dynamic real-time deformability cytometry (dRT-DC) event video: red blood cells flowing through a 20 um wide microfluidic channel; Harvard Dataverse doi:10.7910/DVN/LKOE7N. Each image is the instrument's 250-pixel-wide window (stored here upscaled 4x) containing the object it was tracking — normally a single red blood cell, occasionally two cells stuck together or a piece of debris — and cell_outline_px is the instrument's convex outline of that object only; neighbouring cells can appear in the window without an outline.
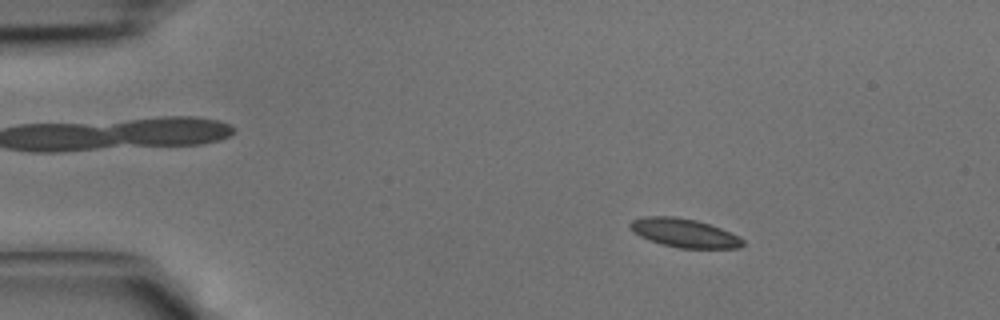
{"species": "common noctule bat (a hibernating species)", "species_latin": "Nyctalus noctula", "temperature_condition": "cold", "stored_images_in_passage": 42, "camera_frame_rate_fps": 3000, "um_per_image_px": 0.085, "animal": {"sex": "male", "body_mass_g": 15.6}, "frame": {"image": 1, "passage_image": 7, "time_ms": 2.0, "image_size_px": [1000, 320], "cell_outline_px": [[744, 244], [740, 248], [680, 248], [648, 240], [640, 236], [628, 224], [632, 220], [644, 216], [676, 216], [696, 220], [720, 228], [740, 236], [744, 240]], "centroid_in_image_um": [58.19, 19.8], "position_along_channel_um": 26.8, "area_um2": 18.73}}
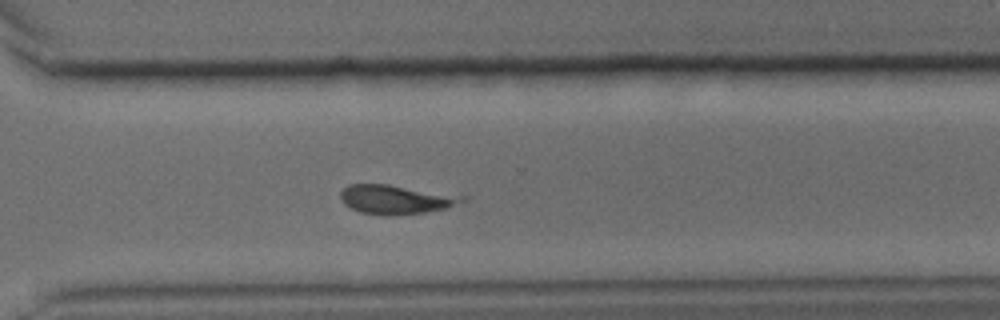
{"frame": {"image": 2, "passage_image": 31, "time_ms": 10.0, "image_size_px": [1000, 320], "cell_outline_px": [[468, 200], [444, 208], [424, 212], [388, 216], [384, 216], [360, 212], [344, 204], [340, 200], [340, 192], [348, 184], [388, 184], [468, 196]], "centroid_in_image_um": [33.64, 16.94], "position_along_channel_um": 337.0, "area_um2": 20.75}}
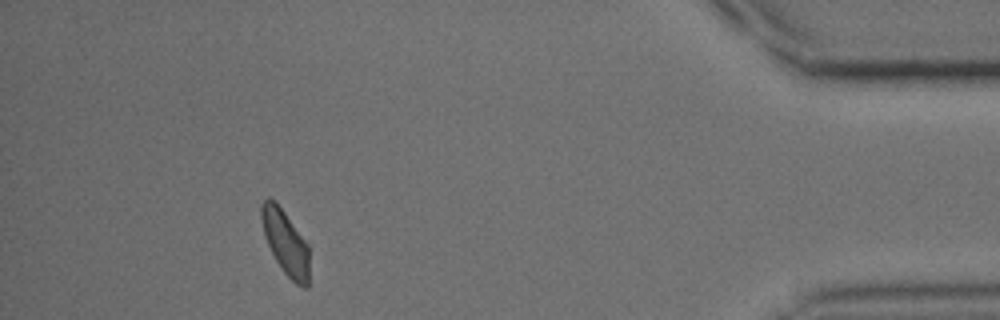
{"frame": {"image": 3, "passage_image": 39, "time_ms": 12.667, "image_size_px": [1000, 320], "cell_outline_px": [[308, 288], [304, 288], [296, 284], [284, 272], [276, 260], [264, 236], [260, 220], [260, 204], [268, 196], [276, 200], [308, 244]], "centroid_in_image_um": [24.23, 20.55], "position_along_channel_um": 411.0, "area_um2": 18.09}}